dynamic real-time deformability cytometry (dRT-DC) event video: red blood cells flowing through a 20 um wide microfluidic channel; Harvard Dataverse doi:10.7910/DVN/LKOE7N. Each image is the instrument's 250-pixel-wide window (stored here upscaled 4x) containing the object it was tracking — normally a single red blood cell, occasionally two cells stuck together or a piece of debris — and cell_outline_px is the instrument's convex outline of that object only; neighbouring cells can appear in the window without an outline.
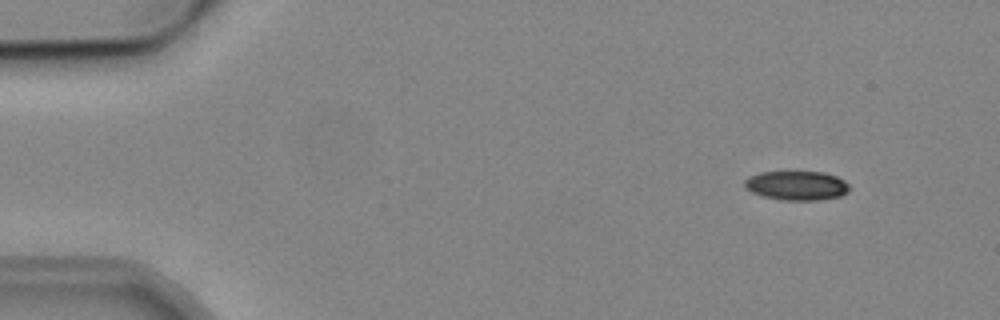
{"species": "common noctule bat (a hibernating species)", "species_latin": "Nyctalus noctula", "temperature_condition": "cold", "stored_images_in_passage": 2, "camera_frame_rate_fps": 3000, "um_per_image_px": 0.085, "animal": {"sex": "male", "body_mass_g": 19.2, "forearm_length_mm": 51.8}, "frame": {"image": 1, "passage_image": 2, "time_ms": 2.0, "image_size_px": [1000, 320], "cell_outline_px": [[852, 188], [848, 192], [840, 196], [820, 200], [780, 200], [764, 196], [752, 192], [744, 188], [744, 180], [748, 176], [760, 172], [824, 172], [836, 176], [844, 180]], "centroid_in_image_um": [67.72, 15.77], "position_along_channel_um": 17.3, "area_um2": 18.03}}